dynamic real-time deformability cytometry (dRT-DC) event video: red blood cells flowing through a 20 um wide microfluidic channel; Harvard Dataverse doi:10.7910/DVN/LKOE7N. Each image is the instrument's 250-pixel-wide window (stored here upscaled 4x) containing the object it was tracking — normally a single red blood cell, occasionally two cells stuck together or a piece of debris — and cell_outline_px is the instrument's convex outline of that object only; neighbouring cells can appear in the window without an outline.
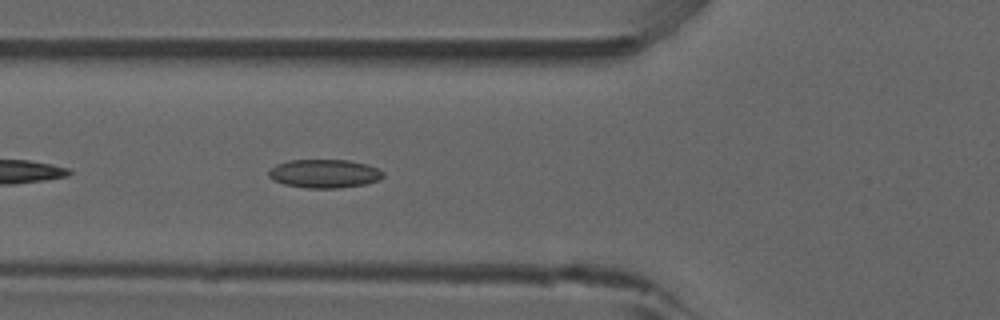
{"species": "common noctule bat (a hibernating species)", "species_latin": "Nyctalus noctula", "temperature_condition": "room temperature", "stored_images_in_passage": 29, "camera_frame_rate_fps": 3000, "um_per_image_px": 0.085, "animal": {"sex": "male", "forearm_length_mm": 52.5}, "frame": {"image": 1, "passage_image": 5, "time_ms": 1.333, "image_size_px": [1000, 320], "cell_outline_px": [[384, 176], [376, 180], [364, 184], [340, 188], [304, 188], [284, 184], [272, 180], [268, 176], [268, 172], [276, 164], [288, 160], [348, 160], [364, 164], [376, 168], [384, 172]], "centroid_in_image_um": [27.52, 14.76], "position_along_channel_um": 98.3, "area_um2": 18.96}}
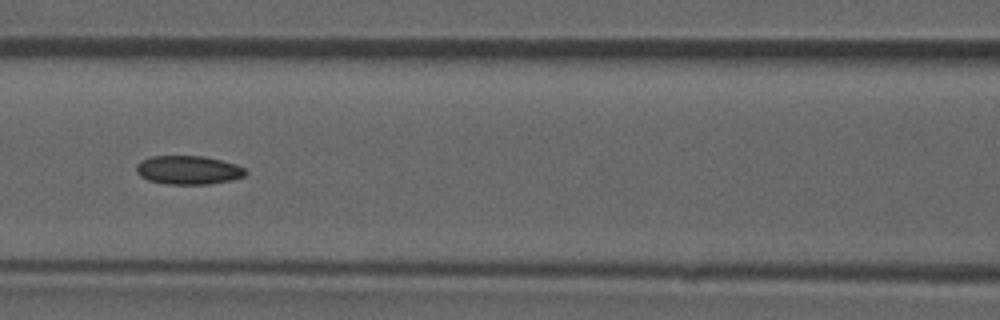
{"frame": {"image": 2, "passage_image": 9, "time_ms": 2.667, "image_size_px": [1000, 320], "cell_outline_px": [[248, 172], [244, 176], [232, 180], [208, 184], [168, 184], [148, 180], [140, 176], [136, 172], [136, 164], [140, 160], [152, 156], [204, 156], [236, 164], [244, 168]], "centroid_in_image_um": [15.99, 14.45], "position_along_channel_um": 150.6, "area_um2": 18.32}, "authors_computed_cell_mechanics": {"area_um2": 18.2648, "velocity_mm_per_s": 3.8992, "shape_relaxation_time_tau1_ms": null, "shape_relaxation_time_tau2_ms": 4.4112, "deformation_change_tau1": null, "deformation_change_tau2": 0.1005}}